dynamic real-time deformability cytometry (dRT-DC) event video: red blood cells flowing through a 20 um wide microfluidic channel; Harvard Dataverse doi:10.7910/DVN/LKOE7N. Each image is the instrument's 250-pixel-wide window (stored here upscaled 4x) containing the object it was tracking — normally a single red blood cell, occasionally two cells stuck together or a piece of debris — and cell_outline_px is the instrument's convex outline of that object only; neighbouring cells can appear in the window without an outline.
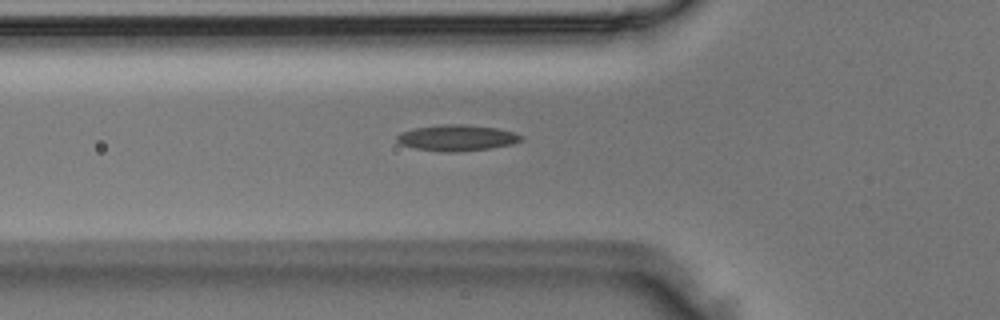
{"species": "Egyptian fruit bat (a non-hibernating species)", "species_latin": "Rousettus aegyptiacus", "temperature_condition": "room temperature", "stored_images_in_passage": 33, "camera_frame_rate_fps": 3000, "um_per_image_px": 0.085, "animal": {"sex": "male"}, "frame": {"image": 1, "passage_image": 2, "time_ms": 0.333, "image_size_px": [1000, 320], "cell_outline_px": [[524, 140], [512, 144], [488, 148], [456, 152], [448, 152], [416, 148], [400, 144], [396, 140], [396, 136], [400, 132], [412, 128], [444, 124], [464, 124], [496, 128], [512, 132], [524, 136]], "centroid_in_image_um": [38.82, 11.7], "position_along_channel_um": 87.0, "area_um2": 18.79}}
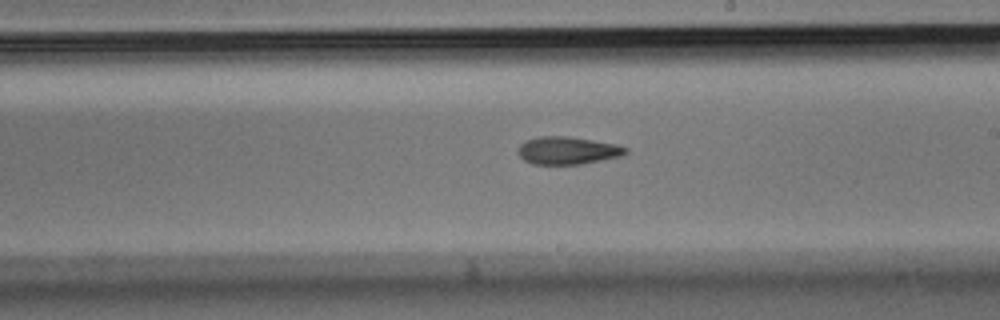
{"frame": {"image": 2, "passage_image": 13, "time_ms": 4.0, "image_size_px": [1000, 320], "cell_outline_px": [[628, 152], [624, 156], [580, 164], [532, 164], [524, 160], [516, 152], [520, 144], [528, 140], [540, 136], [568, 136], [616, 144], [628, 148]], "centroid_in_image_um": [48.26, 12.79], "position_along_channel_um": 240.7, "area_um2": 17.4}}
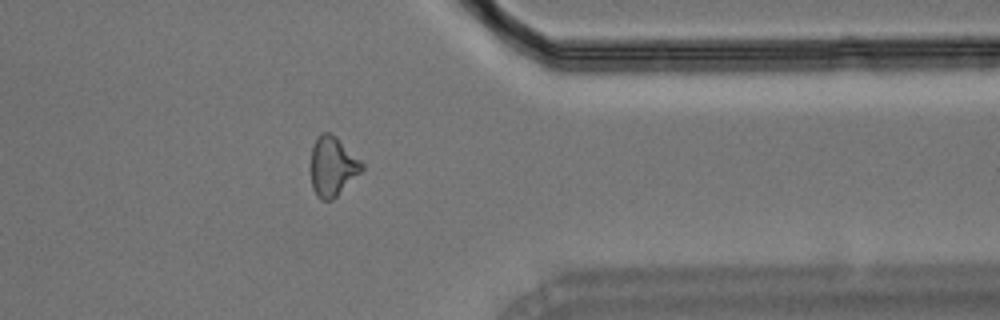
{"frame": {"image": 3, "passage_image": 24, "time_ms": 7.667, "image_size_px": [1000, 320], "cell_outline_px": [[364, 168], [332, 200], [320, 200], [316, 196], [312, 188], [312, 148], [316, 136], [320, 132], [328, 132], [336, 136], [364, 164]], "centroid_in_image_um": [28.25, 14.13], "position_along_channel_um": 383.1, "area_um2": 17.46}}